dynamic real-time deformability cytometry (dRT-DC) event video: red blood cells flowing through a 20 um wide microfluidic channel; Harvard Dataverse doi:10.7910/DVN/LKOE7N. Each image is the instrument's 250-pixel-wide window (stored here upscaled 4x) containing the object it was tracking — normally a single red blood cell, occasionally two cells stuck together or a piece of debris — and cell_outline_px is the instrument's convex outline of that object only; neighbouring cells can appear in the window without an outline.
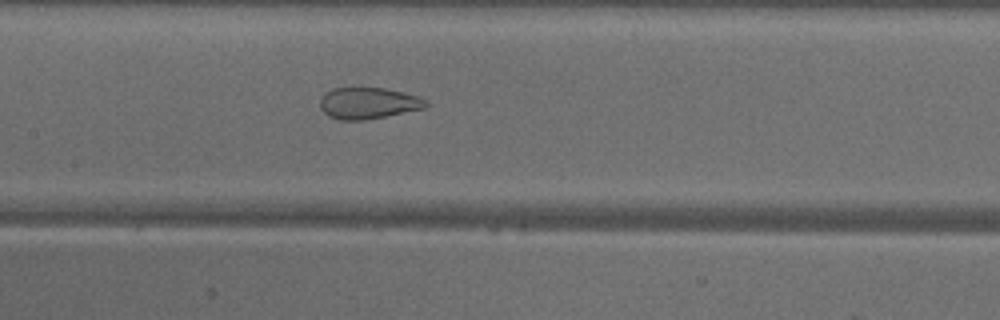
{"species": "common noctule bat (a hibernating species)", "species_latin": "Nyctalus noctula", "temperature_condition": "warm", "stored_images_in_passage": 48, "camera_frame_rate_fps": 3000, "um_per_image_px": 0.085, "animal": {"sex": "male", "body_mass_g": 18.8}, "frame": {"image": 1, "passage_image": 22, "time_ms": 7.0, "image_size_px": [1000, 320], "cell_outline_px": [[428, 104], [424, 108], [364, 120], [340, 120], [328, 116], [320, 108], [320, 100], [332, 88], [384, 88], [416, 96], [424, 100]], "centroid_in_image_um": [31.25, 8.78], "position_along_channel_um": 176.1, "area_um2": 18.9}}
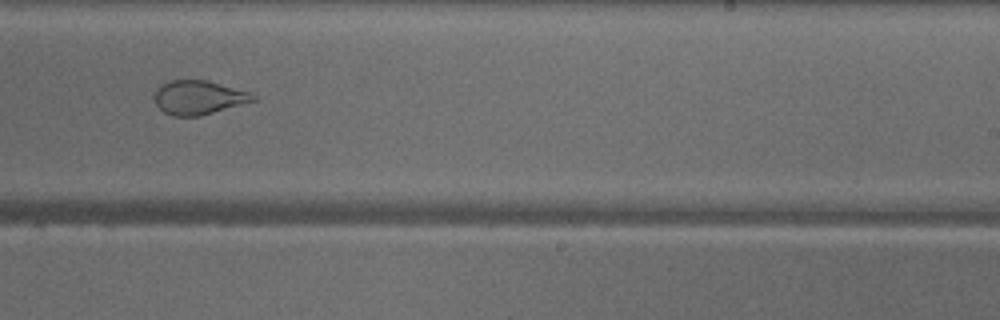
{"frame": {"image": 2, "passage_image": 29, "time_ms": 9.333, "image_size_px": [1000, 320], "cell_outline_px": [[256, 100], [200, 116], [172, 116], [164, 112], [156, 104], [156, 92], [160, 84], [168, 80], [204, 80], [248, 92], [256, 96]], "centroid_in_image_um": [16.85, 8.29], "position_along_channel_um": 272.2, "area_um2": 19.13}}
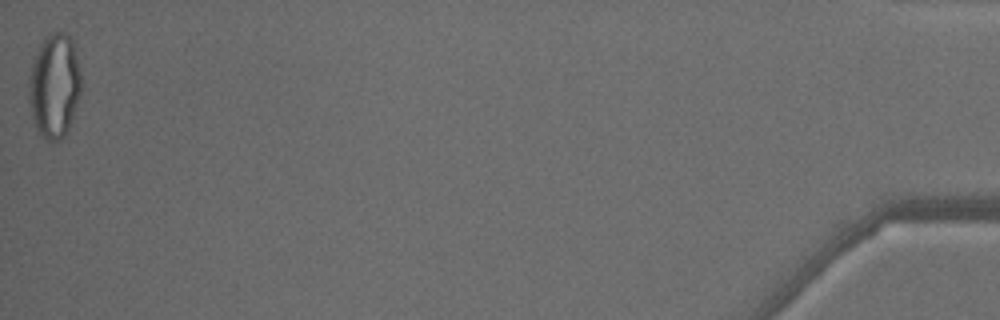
{"frame": {"image": 3, "passage_image": 48, "time_ms": 15.667, "image_size_px": [1000, 320], "cell_outline_px": [[80, 96], [68, 128], [64, 136], [60, 140], [52, 144], [48, 144], [40, 136], [36, 128], [32, 116], [28, 100], [28, 80], [32, 64], [40, 44], [44, 36], [52, 32], [68, 32], [72, 40], [80, 72]], "centroid_in_image_um": [4.6, 7.33], "position_along_channel_um": 430.6, "area_um2": 32.14}, "authors_computed_cell_mechanics": {"area_um2": 26.6458, "velocity_mm_per_s": 4.1233, "shape_relaxation_time_tau1_ms": null, "shape_relaxation_time_tau2_ms": 0.9778, "deformation_change_tau1": null, "deformation_change_tau2": 0.076}}